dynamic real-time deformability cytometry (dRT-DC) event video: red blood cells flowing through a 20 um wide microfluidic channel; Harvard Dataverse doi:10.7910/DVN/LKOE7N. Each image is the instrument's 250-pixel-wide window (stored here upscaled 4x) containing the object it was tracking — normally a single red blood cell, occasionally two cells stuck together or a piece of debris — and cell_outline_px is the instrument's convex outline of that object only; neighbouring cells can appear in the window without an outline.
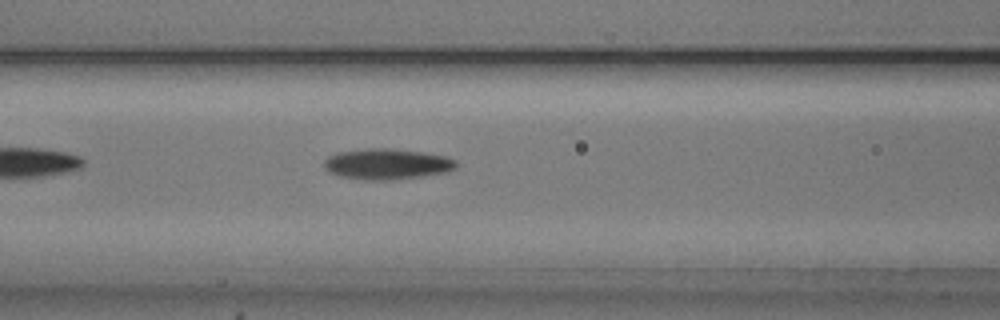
{"species": "common noctule bat (a hibernating species)", "species_latin": "Nyctalus noctula", "temperature_condition": "cold", "stored_images_in_passage": 22, "camera_frame_rate_fps": 3000, "um_per_image_px": 0.085, "animal": {"sex": "male", "body_mass_g": 20.5, "forearm_length_mm": 52.5}, "frame": {"image": 1, "passage_image": 6, "time_ms": 1.667, "image_size_px": [1000, 320], "cell_outline_px": [[456, 168], [448, 172], [424, 176], [392, 180], [364, 180], [340, 176], [328, 172], [324, 168], [324, 160], [328, 156], [340, 152], [368, 148], [392, 148], [424, 152], [448, 156], [456, 160]], "centroid_in_image_um": [32.92, 13.94], "position_along_channel_um": 133.7, "area_um2": 23.99}}
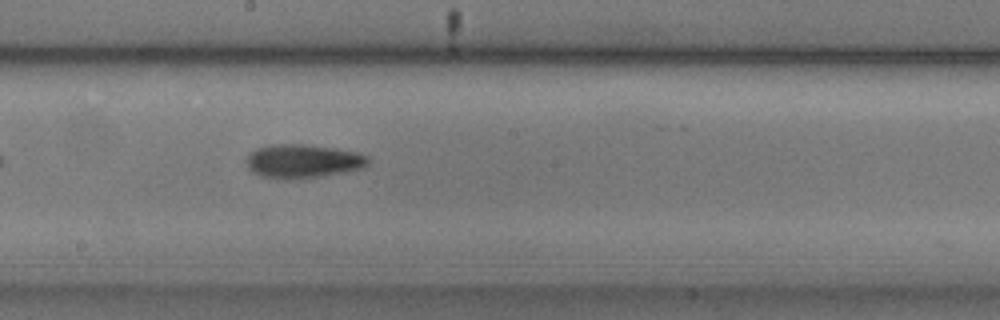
{"frame": {"image": 2, "passage_image": 13, "time_ms": 4.0, "image_size_px": [1000, 320], "cell_outline_px": [[368, 164], [364, 168], [344, 172], [320, 176], [288, 180], [284, 180], [260, 176], [252, 172], [248, 168], [248, 156], [256, 148], [272, 144], [304, 144], [332, 148], [356, 152], [368, 156]], "centroid_in_image_um": [25.74, 13.71], "position_along_channel_um": 222.5, "area_um2": 23.87}}
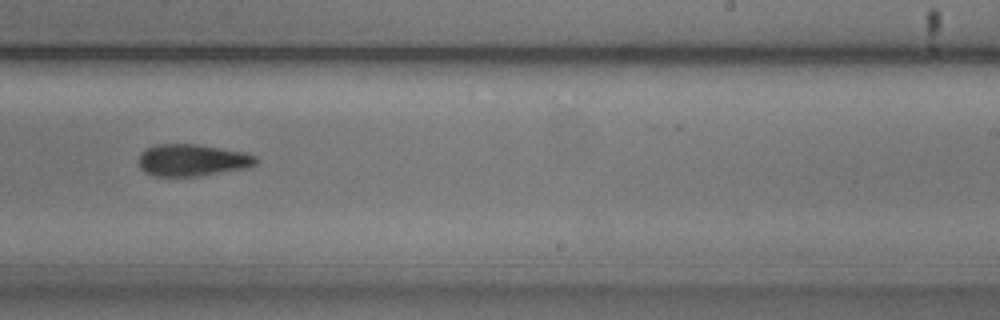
{"frame": {"image": 3, "passage_image": 17, "time_ms": 5.333, "image_size_px": [1000, 320], "cell_outline_px": [[256, 164], [248, 168], [196, 176], [152, 176], [144, 172], [140, 168], [136, 160], [140, 152], [144, 148], [156, 144], [196, 144], [244, 152], [256, 156]], "centroid_in_image_um": [16.26, 13.61], "position_along_channel_um": 272.7, "area_um2": 22.08}}